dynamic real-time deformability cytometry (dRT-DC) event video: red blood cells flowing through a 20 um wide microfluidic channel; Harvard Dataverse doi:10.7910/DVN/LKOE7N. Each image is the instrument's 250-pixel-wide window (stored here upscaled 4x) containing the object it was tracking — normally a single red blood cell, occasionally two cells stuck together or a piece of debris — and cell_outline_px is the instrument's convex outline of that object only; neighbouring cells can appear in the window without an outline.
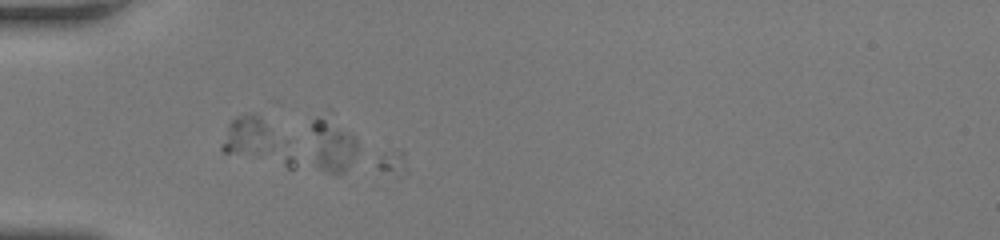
{"species": "human", "species_latin": "Homo sapiens", "temperature_condition": "room temperature", "stored_images_in_passage": 3, "segment_of_instrument_passage": [2, 2], "camera_frame_rate_fps": 3000, "um_per_image_px": 0.085, "donor": {"sex": "female"}, "frame": {"image": 1, "passage_image": 2, "time_ms": 0.333, "image_size_px": [1000, 240], "cell_outline_px": [[356, 152], [352, 160], [344, 172], [328, 172], [288, 168], [224, 152], [220, 148], [220, 144], [228, 124], [236, 116], [248, 112], [252, 112], [324, 116], [352, 136], [356, 140]], "centroid_in_image_um": [24.68, 12.01], "position_along_channel_um": 60.3, "area_um2": 44.85}}